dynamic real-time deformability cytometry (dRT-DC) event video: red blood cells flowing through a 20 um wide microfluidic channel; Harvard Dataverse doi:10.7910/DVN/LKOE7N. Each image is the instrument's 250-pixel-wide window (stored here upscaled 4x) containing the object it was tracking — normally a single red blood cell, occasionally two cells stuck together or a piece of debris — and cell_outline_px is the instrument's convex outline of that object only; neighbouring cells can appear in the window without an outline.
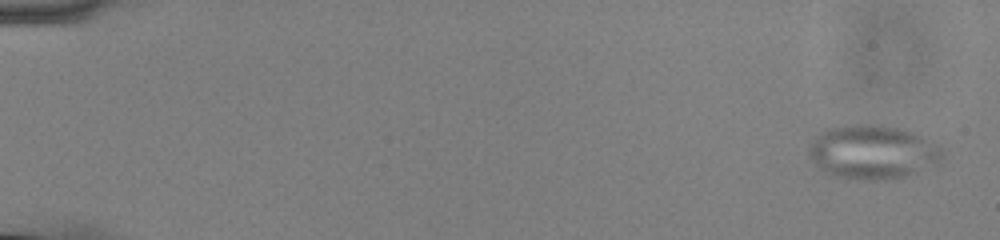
{"species": "common noctule bat (a hibernating species)", "species_latin": "Nyctalus noctula", "temperature_condition": "cold", "stored_images_in_passage": 55, "camera_frame_rate_fps": 3000, "um_per_image_px": 0.085, "animal": {"sex": "male", "body_mass_g": 13.0, "forearm_length_mm": 53.1}, "frame": {"image": 1, "passage_image": 2, "time_ms": 0.333, "image_size_px": [1000, 240], "cell_outline_px": [[944, 156], [940, 164], [904, 176], [888, 180], [848, 180], [836, 176], [820, 168], [808, 156], [808, 148], [812, 140], [828, 128], [840, 124], [880, 124], [900, 128], [912, 132], [944, 148]], "centroid_in_image_um": [74.19, 12.93], "position_along_channel_um": 10.8, "area_um2": 42.54}}
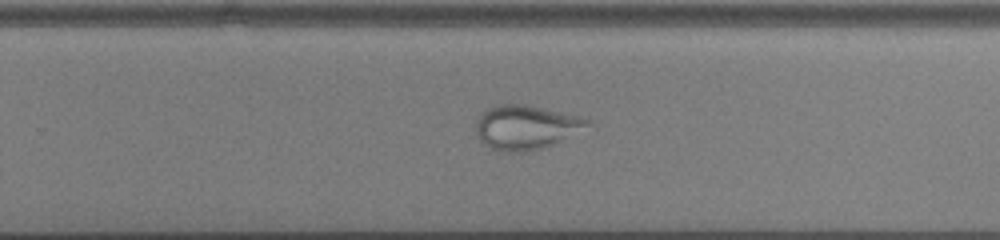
{"frame": {"image": 2, "passage_image": 37, "time_ms": 12.0, "image_size_px": [1000, 240], "cell_outline_px": [[592, 124], [552, 144], [540, 148], [524, 152], [508, 152], [492, 148], [484, 144], [480, 140], [476, 132], [476, 120], [488, 108], [496, 104], [524, 104], [580, 116], [588, 120]], "centroid_in_image_um": [44.66, 10.8], "position_along_channel_um": 285.1, "area_um2": 28.21}}
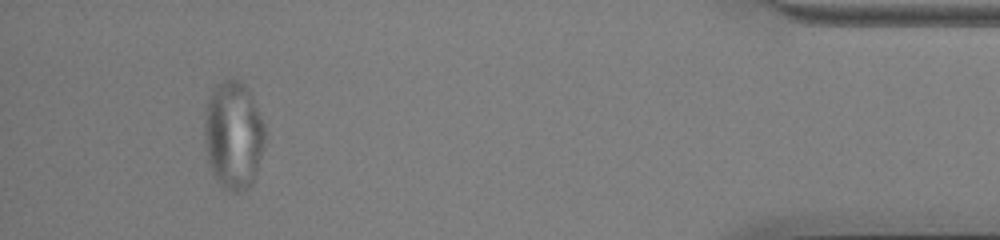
{"frame": {"image": 3, "passage_image": 52, "time_ms": 17.0, "image_size_px": [1000, 240], "cell_outline_px": [[264, 148], [252, 184], [240, 192], [232, 192], [224, 188], [216, 180], [212, 172], [208, 160], [204, 136], [204, 124], [208, 100], [216, 84], [232, 76], [240, 80], [244, 84], [252, 96], [264, 124]], "centroid_in_image_um": [19.84, 11.47], "position_along_channel_um": 415.4, "area_um2": 38.15}}